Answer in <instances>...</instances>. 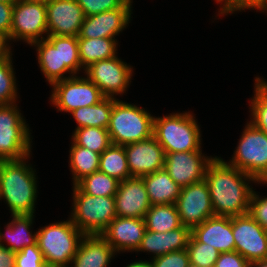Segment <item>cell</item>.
I'll list each match as a JSON object with an SVG mask.
<instances>
[{
    "label": "cell",
    "mask_w": 267,
    "mask_h": 267,
    "mask_svg": "<svg viewBox=\"0 0 267 267\" xmlns=\"http://www.w3.org/2000/svg\"><path fill=\"white\" fill-rule=\"evenodd\" d=\"M15 105L0 107V160H20L30 154V133Z\"/></svg>",
    "instance_id": "8"
},
{
    "label": "cell",
    "mask_w": 267,
    "mask_h": 267,
    "mask_svg": "<svg viewBox=\"0 0 267 267\" xmlns=\"http://www.w3.org/2000/svg\"><path fill=\"white\" fill-rule=\"evenodd\" d=\"M144 220L146 230L152 232H167L182 226L175 204L152 205Z\"/></svg>",
    "instance_id": "28"
},
{
    "label": "cell",
    "mask_w": 267,
    "mask_h": 267,
    "mask_svg": "<svg viewBox=\"0 0 267 267\" xmlns=\"http://www.w3.org/2000/svg\"><path fill=\"white\" fill-rule=\"evenodd\" d=\"M11 55L0 59V107L14 104L16 99V82L12 68Z\"/></svg>",
    "instance_id": "35"
},
{
    "label": "cell",
    "mask_w": 267,
    "mask_h": 267,
    "mask_svg": "<svg viewBox=\"0 0 267 267\" xmlns=\"http://www.w3.org/2000/svg\"><path fill=\"white\" fill-rule=\"evenodd\" d=\"M7 39L0 34V59L5 58L10 54V47L6 44Z\"/></svg>",
    "instance_id": "45"
},
{
    "label": "cell",
    "mask_w": 267,
    "mask_h": 267,
    "mask_svg": "<svg viewBox=\"0 0 267 267\" xmlns=\"http://www.w3.org/2000/svg\"><path fill=\"white\" fill-rule=\"evenodd\" d=\"M151 267H188L189 256L186 249L173 251L153 258Z\"/></svg>",
    "instance_id": "39"
},
{
    "label": "cell",
    "mask_w": 267,
    "mask_h": 267,
    "mask_svg": "<svg viewBox=\"0 0 267 267\" xmlns=\"http://www.w3.org/2000/svg\"><path fill=\"white\" fill-rule=\"evenodd\" d=\"M43 267H60V266H56V265H50V264H44Z\"/></svg>",
    "instance_id": "52"
},
{
    "label": "cell",
    "mask_w": 267,
    "mask_h": 267,
    "mask_svg": "<svg viewBox=\"0 0 267 267\" xmlns=\"http://www.w3.org/2000/svg\"><path fill=\"white\" fill-rule=\"evenodd\" d=\"M191 236V229L181 226L167 232L145 231L141 244L137 251H149L154 253V258L173 251L186 249Z\"/></svg>",
    "instance_id": "21"
},
{
    "label": "cell",
    "mask_w": 267,
    "mask_h": 267,
    "mask_svg": "<svg viewBox=\"0 0 267 267\" xmlns=\"http://www.w3.org/2000/svg\"><path fill=\"white\" fill-rule=\"evenodd\" d=\"M127 267H151V263L147 261H138V262L131 263Z\"/></svg>",
    "instance_id": "48"
},
{
    "label": "cell",
    "mask_w": 267,
    "mask_h": 267,
    "mask_svg": "<svg viewBox=\"0 0 267 267\" xmlns=\"http://www.w3.org/2000/svg\"><path fill=\"white\" fill-rule=\"evenodd\" d=\"M124 148L131 177H142L164 168L165 153L154 136Z\"/></svg>",
    "instance_id": "17"
},
{
    "label": "cell",
    "mask_w": 267,
    "mask_h": 267,
    "mask_svg": "<svg viewBox=\"0 0 267 267\" xmlns=\"http://www.w3.org/2000/svg\"><path fill=\"white\" fill-rule=\"evenodd\" d=\"M16 252L6 248L0 243V267H15Z\"/></svg>",
    "instance_id": "43"
},
{
    "label": "cell",
    "mask_w": 267,
    "mask_h": 267,
    "mask_svg": "<svg viewBox=\"0 0 267 267\" xmlns=\"http://www.w3.org/2000/svg\"><path fill=\"white\" fill-rule=\"evenodd\" d=\"M142 178L152 205L176 203L181 187L174 182L164 168Z\"/></svg>",
    "instance_id": "24"
},
{
    "label": "cell",
    "mask_w": 267,
    "mask_h": 267,
    "mask_svg": "<svg viewBox=\"0 0 267 267\" xmlns=\"http://www.w3.org/2000/svg\"><path fill=\"white\" fill-rule=\"evenodd\" d=\"M188 267H199V266L189 263Z\"/></svg>",
    "instance_id": "53"
},
{
    "label": "cell",
    "mask_w": 267,
    "mask_h": 267,
    "mask_svg": "<svg viewBox=\"0 0 267 267\" xmlns=\"http://www.w3.org/2000/svg\"><path fill=\"white\" fill-rule=\"evenodd\" d=\"M17 1L18 0H0V2H2V3H15Z\"/></svg>",
    "instance_id": "51"
},
{
    "label": "cell",
    "mask_w": 267,
    "mask_h": 267,
    "mask_svg": "<svg viewBox=\"0 0 267 267\" xmlns=\"http://www.w3.org/2000/svg\"><path fill=\"white\" fill-rule=\"evenodd\" d=\"M60 56L61 65H66L73 75L80 70L81 63L79 57L78 37L60 36Z\"/></svg>",
    "instance_id": "36"
},
{
    "label": "cell",
    "mask_w": 267,
    "mask_h": 267,
    "mask_svg": "<svg viewBox=\"0 0 267 267\" xmlns=\"http://www.w3.org/2000/svg\"><path fill=\"white\" fill-rule=\"evenodd\" d=\"M154 117L135 105L114 98L108 132L112 144L125 146L153 136Z\"/></svg>",
    "instance_id": "3"
},
{
    "label": "cell",
    "mask_w": 267,
    "mask_h": 267,
    "mask_svg": "<svg viewBox=\"0 0 267 267\" xmlns=\"http://www.w3.org/2000/svg\"><path fill=\"white\" fill-rule=\"evenodd\" d=\"M86 16L120 8L127 0H76Z\"/></svg>",
    "instance_id": "38"
},
{
    "label": "cell",
    "mask_w": 267,
    "mask_h": 267,
    "mask_svg": "<svg viewBox=\"0 0 267 267\" xmlns=\"http://www.w3.org/2000/svg\"><path fill=\"white\" fill-rule=\"evenodd\" d=\"M267 10V0H264L263 4L259 7L258 10Z\"/></svg>",
    "instance_id": "50"
},
{
    "label": "cell",
    "mask_w": 267,
    "mask_h": 267,
    "mask_svg": "<svg viewBox=\"0 0 267 267\" xmlns=\"http://www.w3.org/2000/svg\"><path fill=\"white\" fill-rule=\"evenodd\" d=\"M113 104L114 97H104L95 105L80 107L71 112L78 123L76 129L83 127H99L107 129Z\"/></svg>",
    "instance_id": "27"
},
{
    "label": "cell",
    "mask_w": 267,
    "mask_h": 267,
    "mask_svg": "<svg viewBox=\"0 0 267 267\" xmlns=\"http://www.w3.org/2000/svg\"><path fill=\"white\" fill-rule=\"evenodd\" d=\"M47 33L46 4L18 0L14 3L10 40L22 39L28 44Z\"/></svg>",
    "instance_id": "12"
},
{
    "label": "cell",
    "mask_w": 267,
    "mask_h": 267,
    "mask_svg": "<svg viewBox=\"0 0 267 267\" xmlns=\"http://www.w3.org/2000/svg\"><path fill=\"white\" fill-rule=\"evenodd\" d=\"M213 159L202 156L201 151L166 153L164 169L183 188L202 181L207 166Z\"/></svg>",
    "instance_id": "14"
},
{
    "label": "cell",
    "mask_w": 267,
    "mask_h": 267,
    "mask_svg": "<svg viewBox=\"0 0 267 267\" xmlns=\"http://www.w3.org/2000/svg\"><path fill=\"white\" fill-rule=\"evenodd\" d=\"M73 141L81 147L102 154L112 143L107 129L83 127L75 130Z\"/></svg>",
    "instance_id": "32"
},
{
    "label": "cell",
    "mask_w": 267,
    "mask_h": 267,
    "mask_svg": "<svg viewBox=\"0 0 267 267\" xmlns=\"http://www.w3.org/2000/svg\"><path fill=\"white\" fill-rule=\"evenodd\" d=\"M265 230H267V197H260L253 191L248 212Z\"/></svg>",
    "instance_id": "40"
},
{
    "label": "cell",
    "mask_w": 267,
    "mask_h": 267,
    "mask_svg": "<svg viewBox=\"0 0 267 267\" xmlns=\"http://www.w3.org/2000/svg\"><path fill=\"white\" fill-rule=\"evenodd\" d=\"M131 1L127 0L120 8L86 16L81 25V38H114L128 24L131 16Z\"/></svg>",
    "instance_id": "16"
},
{
    "label": "cell",
    "mask_w": 267,
    "mask_h": 267,
    "mask_svg": "<svg viewBox=\"0 0 267 267\" xmlns=\"http://www.w3.org/2000/svg\"><path fill=\"white\" fill-rule=\"evenodd\" d=\"M191 234L201 243L215 247L220 253L235 251L232 217L212 216L194 227Z\"/></svg>",
    "instance_id": "20"
},
{
    "label": "cell",
    "mask_w": 267,
    "mask_h": 267,
    "mask_svg": "<svg viewBox=\"0 0 267 267\" xmlns=\"http://www.w3.org/2000/svg\"><path fill=\"white\" fill-rule=\"evenodd\" d=\"M189 262L199 267H215L220 252L209 244L199 242L192 234L186 248Z\"/></svg>",
    "instance_id": "34"
},
{
    "label": "cell",
    "mask_w": 267,
    "mask_h": 267,
    "mask_svg": "<svg viewBox=\"0 0 267 267\" xmlns=\"http://www.w3.org/2000/svg\"><path fill=\"white\" fill-rule=\"evenodd\" d=\"M23 1H31V2H39V3L47 4L50 0H23Z\"/></svg>",
    "instance_id": "49"
},
{
    "label": "cell",
    "mask_w": 267,
    "mask_h": 267,
    "mask_svg": "<svg viewBox=\"0 0 267 267\" xmlns=\"http://www.w3.org/2000/svg\"><path fill=\"white\" fill-rule=\"evenodd\" d=\"M229 163L257 182L267 183V135L249 122Z\"/></svg>",
    "instance_id": "7"
},
{
    "label": "cell",
    "mask_w": 267,
    "mask_h": 267,
    "mask_svg": "<svg viewBox=\"0 0 267 267\" xmlns=\"http://www.w3.org/2000/svg\"><path fill=\"white\" fill-rule=\"evenodd\" d=\"M37 233V244L42 252L45 264L67 267L75 254L79 244L85 236L72 220L53 223L45 226Z\"/></svg>",
    "instance_id": "4"
},
{
    "label": "cell",
    "mask_w": 267,
    "mask_h": 267,
    "mask_svg": "<svg viewBox=\"0 0 267 267\" xmlns=\"http://www.w3.org/2000/svg\"><path fill=\"white\" fill-rule=\"evenodd\" d=\"M146 231L144 218L116 216L101 236L115 251H137Z\"/></svg>",
    "instance_id": "19"
},
{
    "label": "cell",
    "mask_w": 267,
    "mask_h": 267,
    "mask_svg": "<svg viewBox=\"0 0 267 267\" xmlns=\"http://www.w3.org/2000/svg\"><path fill=\"white\" fill-rule=\"evenodd\" d=\"M70 151V167L75 185L83 177L99 170L100 154L78 146L74 141Z\"/></svg>",
    "instance_id": "30"
},
{
    "label": "cell",
    "mask_w": 267,
    "mask_h": 267,
    "mask_svg": "<svg viewBox=\"0 0 267 267\" xmlns=\"http://www.w3.org/2000/svg\"><path fill=\"white\" fill-rule=\"evenodd\" d=\"M250 262L237 251L220 253L215 267H249Z\"/></svg>",
    "instance_id": "41"
},
{
    "label": "cell",
    "mask_w": 267,
    "mask_h": 267,
    "mask_svg": "<svg viewBox=\"0 0 267 267\" xmlns=\"http://www.w3.org/2000/svg\"><path fill=\"white\" fill-rule=\"evenodd\" d=\"M13 221L6 227V234L0 233V243L6 238L9 246H5L13 252H19L26 246L37 243V233L31 234L29 228L32 224L33 215H12ZM4 235V236H3Z\"/></svg>",
    "instance_id": "26"
},
{
    "label": "cell",
    "mask_w": 267,
    "mask_h": 267,
    "mask_svg": "<svg viewBox=\"0 0 267 267\" xmlns=\"http://www.w3.org/2000/svg\"><path fill=\"white\" fill-rule=\"evenodd\" d=\"M44 264L45 261L37 243L16 252L15 267H43Z\"/></svg>",
    "instance_id": "37"
},
{
    "label": "cell",
    "mask_w": 267,
    "mask_h": 267,
    "mask_svg": "<svg viewBox=\"0 0 267 267\" xmlns=\"http://www.w3.org/2000/svg\"><path fill=\"white\" fill-rule=\"evenodd\" d=\"M99 171L123 181L130 178L127 155L124 146L111 144L100 154Z\"/></svg>",
    "instance_id": "29"
},
{
    "label": "cell",
    "mask_w": 267,
    "mask_h": 267,
    "mask_svg": "<svg viewBox=\"0 0 267 267\" xmlns=\"http://www.w3.org/2000/svg\"><path fill=\"white\" fill-rule=\"evenodd\" d=\"M153 136L164 153L200 151V129L188 113L154 117Z\"/></svg>",
    "instance_id": "5"
},
{
    "label": "cell",
    "mask_w": 267,
    "mask_h": 267,
    "mask_svg": "<svg viewBox=\"0 0 267 267\" xmlns=\"http://www.w3.org/2000/svg\"><path fill=\"white\" fill-rule=\"evenodd\" d=\"M14 3L0 2V34L10 40Z\"/></svg>",
    "instance_id": "42"
},
{
    "label": "cell",
    "mask_w": 267,
    "mask_h": 267,
    "mask_svg": "<svg viewBox=\"0 0 267 267\" xmlns=\"http://www.w3.org/2000/svg\"><path fill=\"white\" fill-rule=\"evenodd\" d=\"M175 205L182 225L191 230L214 216L209 188L204 179L181 188Z\"/></svg>",
    "instance_id": "11"
},
{
    "label": "cell",
    "mask_w": 267,
    "mask_h": 267,
    "mask_svg": "<svg viewBox=\"0 0 267 267\" xmlns=\"http://www.w3.org/2000/svg\"><path fill=\"white\" fill-rule=\"evenodd\" d=\"M119 182L116 178L98 170L83 177L75 185L83 193L92 196H115Z\"/></svg>",
    "instance_id": "31"
},
{
    "label": "cell",
    "mask_w": 267,
    "mask_h": 267,
    "mask_svg": "<svg viewBox=\"0 0 267 267\" xmlns=\"http://www.w3.org/2000/svg\"><path fill=\"white\" fill-rule=\"evenodd\" d=\"M267 267V259L250 262L249 267Z\"/></svg>",
    "instance_id": "47"
},
{
    "label": "cell",
    "mask_w": 267,
    "mask_h": 267,
    "mask_svg": "<svg viewBox=\"0 0 267 267\" xmlns=\"http://www.w3.org/2000/svg\"><path fill=\"white\" fill-rule=\"evenodd\" d=\"M31 44L37 45L38 63L47 81L52 85L55 82L66 79L63 74L73 73L66 65H61L60 36L47 35V38Z\"/></svg>",
    "instance_id": "22"
},
{
    "label": "cell",
    "mask_w": 267,
    "mask_h": 267,
    "mask_svg": "<svg viewBox=\"0 0 267 267\" xmlns=\"http://www.w3.org/2000/svg\"><path fill=\"white\" fill-rule=\"evenodd\" d=\"M204 180L209 188L214 215L233 217L249 212L253 190L245 181L256 182L253 176L215 157L207 166Z\"/></svg>",
    "instance_id": "1"
},
{
    "label": "cell",
    "mask_w": 267,
    "mask_h": 267,
    "mask_svg": "<svg viewBox=\"0 0 267 267\" xmlns=\"http://www.w3.org/2000/svg\"><path fill=\"white\" fill-rule=\"evenodd\" d=\"M255 81V95L251 101V123L267 135V84L260 78H256Z\"/></svg>",
    "instance_id": "33"
},
{
    "label": "cell",
    "mask_w": 267,
    "mask_h": 267,
    "mask_svg": "<svg viewBox=\"0 0 267 267\" xmlns=\"http://www.w3.org/2000/svg\"><path fill=\"white\" fill-rule=\"evenodd\" d=\"M87 78L101 91L104 97L124 93L132 76V69L123 61L113 58L100 60L85 69Z\"/></svg>",
    "instance_id": "13"
},
{
    "label": "cell",
    "mask_w": 267,
    "mask_h": 267,
    "mask_svg": "<svg viewBox=\"0 0 267 267\" xmlns=\"http://www.w3.org/2000/svg\"><path fill=\"white\" fill-rule=\"evenodd\" d=\"M224 0H217V2H222ZM224 5L223 7L221 8V15L225 14V13H232L234 11V0H225L224 1Z\"/></svg>",
    "instance_id": "46"
},
{
    "label": "cell",
    "mask_w": 267,
    "mask_h": 267,
    "mask_svg": "<svg viewBox=\"0 0 267 267\" xmlns=\"http://www.w3.org/2000/svg\"><path fill=\"white\" fill-rule=\"evenodd\" d=\"M72 223L85 235H101L117 216L114 196H92L74 185Z\"/></svg>",
    "instance_id": "6"
},
{
    "label": "cell",
    "mask_w": 267,
    "mask_h": 267,
    "mask_svg": "<svg viewBox=\"0 0 267 267\" xmlns=\"http://www.w3.org/2000/svg\"><path fill=\"white\" fill-rule=\"evenodd\" d=\"M114 198L118 217L144 218L152 206L142 177L120 181Z\"/></svg>",
    "instance_id": "18"
},
{
    "label": "cell",
    "mask_w": 267,
    "mask_h": 267,
    "mask_svg": "<svg viewBox=\"0 0 267 267\" xmlns=\"http://www.w3.org/2000/svg\"><path fill=\"white\" fill-rule=\"evenodd\" d=\"M52 85L51 101L60 111L71 113L80 107L95 105L104 98L100 89L88 78L71 76Z\"/></svg>",
    "instance_id": "9"
},
{
    "label": "cell",
    "mask_w": 267,
    "mask_h": 267,
    "mask_svg": "<svg viewBox=\"0 0 267 267\" xmlns=\"http://www.w3.org/2000/svg\"><path fill=\"white\" fill-rule=\"evenodd\" d=\"M20 160H0L1 198H5L12 215H33L36 177L29 165Z\"/></svg>",
    "instance_id": "2"
},
{
    "label": "cell",
    "mask_w": 267,
    "mask_h": 267,
    "mask_svg": "<svg viewBox=\"0 0 267 267\" xmlns=\"http://www.w3.org/2000/svg\"><path fill=\"white\" fill-rule=\"evenodd\" d=\"M263 2L264 0H234V11L246 8L259 9Z\"/></svg>",
    "instance_id": "44"
},
{
    "label": "cell",
    "mask_w": 267,
    "mask_h": 267,
    "mask_svg": "<svg viewBox=\"0 0 267 267\" xmlns=\"http://www.w3.org/2000/svg\"><path fill=\"white\" fill-rule=\"evenodd\" d=\"M115 252L101 235H85L71 263L74 267H107Z\"/></svg>",
    "instance_id": "23"
},
{
    "label": "cell",
    "mask_w": 267,
    "mask_h": 267,
    "mask_svg": "<svg viewBox=\"0 0 267 267\" xmlns=\"http://www.w3.org/2000/svg\"><path fill=\"white\" fill-rule=\"evenodd\" d=\"M48 35L78 36L85 15L76 0H50L46 4Z\"/></svg>",
    "instance_id": "15"
},
{
    "label": "cell",
    "mask_w": 267,
    "mask_h": 267,
    "mask_svg": "<svg viewBox=\"0 0 267 267\" xmlns=\"http://www.w3.org/2000/svg\"><path fill=\"white\" fill-rule=\"evenodd\" d=\"M235 251L247 261L267 259V230L249 213L232 217Z\"/></svg>",
    "instance_id": "10"
},
{
    "label": "cell",
    "mask_w": 267,
    "mask_h": 267,
    "mask_svg": "<svg viewBox=\"0 0 267 267\" xmlns=\"http://www.w3.org/2000/svg\"><path fill=\"white\" fill-rule=\"evenodd\" d=\"M116 41L113 38H81L78 37L81 66L89 67L100 60L116 56Z\"/></svg>",
    "instance_id": "25"
}]
</instances>
